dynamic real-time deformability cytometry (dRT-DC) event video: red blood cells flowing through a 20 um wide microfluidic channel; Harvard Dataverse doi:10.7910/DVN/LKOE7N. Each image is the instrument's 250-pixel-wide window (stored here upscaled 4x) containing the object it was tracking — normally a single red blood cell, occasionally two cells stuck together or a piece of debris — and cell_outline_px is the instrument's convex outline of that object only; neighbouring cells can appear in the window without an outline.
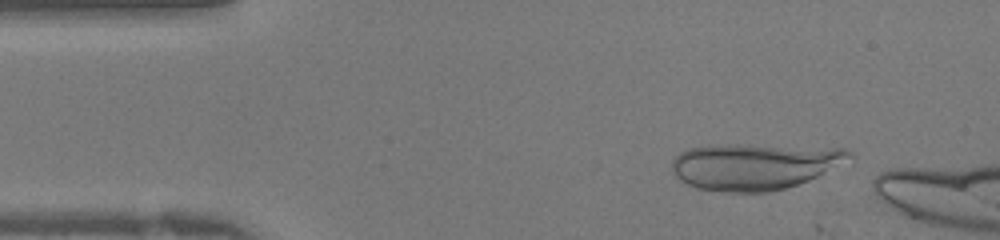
{"species": "human", "species_latin": "Homo sapiens", "temperature_condition": "warm", "stored_images_in_passage": 9, "camera_frame_rate_fps": 3000, "um_per_image_px": 0.085, "donor": {"sex": "female"}, "frame": {"image": 1, "passage_image": 3, "time_ms": 0.667, "image_size_px": [1000, 240], "cell_outline_px": [[856, 156], [808, 180], [784, 188], [768, 192], [724, 192], [696, 188], [680, 180], [672, 172], [672, 160], [680, 152], [688, 148], [708, 144], [748, 144], [848, 148]], "centroid_in_image_um": [64.1, 14.11], "position_along_channel_um": 20.9, "area_um2": 48.38}}